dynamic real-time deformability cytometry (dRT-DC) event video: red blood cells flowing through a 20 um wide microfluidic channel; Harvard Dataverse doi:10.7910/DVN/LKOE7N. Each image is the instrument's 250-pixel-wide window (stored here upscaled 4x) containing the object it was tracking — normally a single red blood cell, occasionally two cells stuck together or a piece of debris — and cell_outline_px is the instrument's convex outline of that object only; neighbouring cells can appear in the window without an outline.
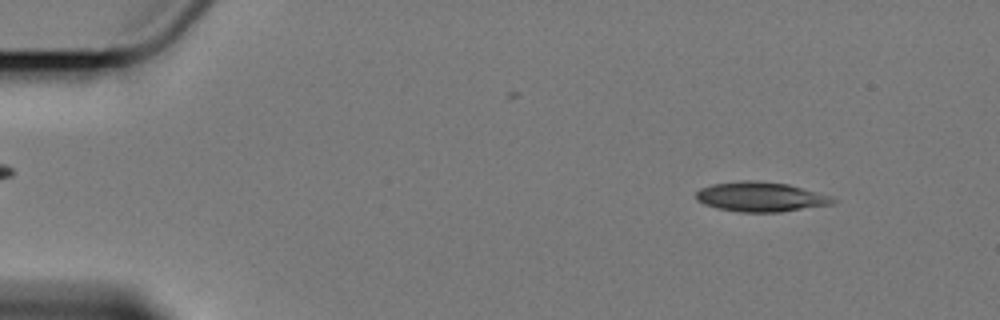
{"species": "Egyptian fruit bat (a non-hibernating species)", "species_latin": "Rousettus aegyptiacus", "temperature_condition": "cold", "stored_images_in_passage": 4, "camera_frame_rate_fps": 3000, "um_per_image_px": 0.085, "animal": {"sex": "female"}, "frame": {"image": 1, "passage_image": 1, "time_ms": 0.0, "image_size_px": [1000, 320], "cell_outline_px": [[836, 200], [832, 204], [780, 212], [740, 212], [716, 208], [704, 204], [696, 200], [696, 192], [700, 188], [712, 184], [740, 180], [756, 180], [788, 184], [832, 196]], "centroid_in_image_um": [64.62, 16.72], "position_along_channel_um": 20.4, "area_um2": 23.76}}